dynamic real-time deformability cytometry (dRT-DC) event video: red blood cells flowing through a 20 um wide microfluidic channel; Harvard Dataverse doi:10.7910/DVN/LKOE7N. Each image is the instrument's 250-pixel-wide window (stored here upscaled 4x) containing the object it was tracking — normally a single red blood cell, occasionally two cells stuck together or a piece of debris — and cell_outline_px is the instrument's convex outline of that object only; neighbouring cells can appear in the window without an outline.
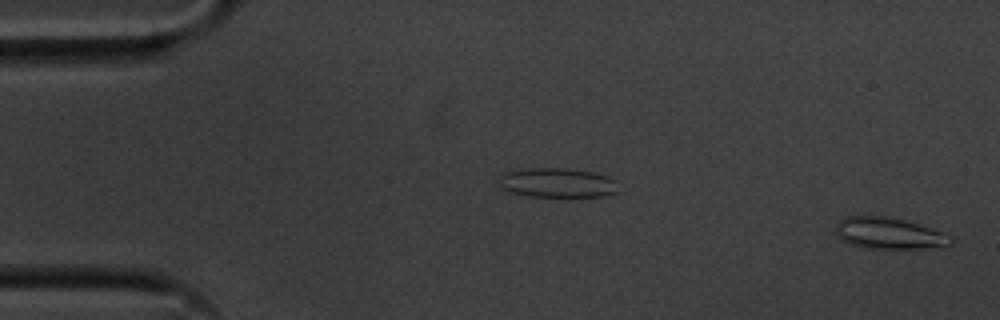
{"species": "common noctule bat (a hibernating species)", "species_latin": "Nyctalus noctula", "temperature_condition": "cold", "stored_images_in_passage": 55, "camera_frame_rate_fps": 3000, "um_per_image_px": 0.085, "animal": {"sex": "male", "body_mass_g": 20.1, "forearm_length_mm": 53.5}, "frame": {"image": 1, "passage_image": 1, "time_ms": 0.0, "image_size_px": [1000, 320], "cell_outline_px": [[956, 240], [952, 244], [924, 248], [864, 248], [848, 244], [836, 236], [836, 224], [844, 216], [884, 216], [904, 220], [952, 236]], "centroid_in_image_um": [75.51, 19.84], "position_along_channel_um": 9.5, "area_um2": 20.92}}
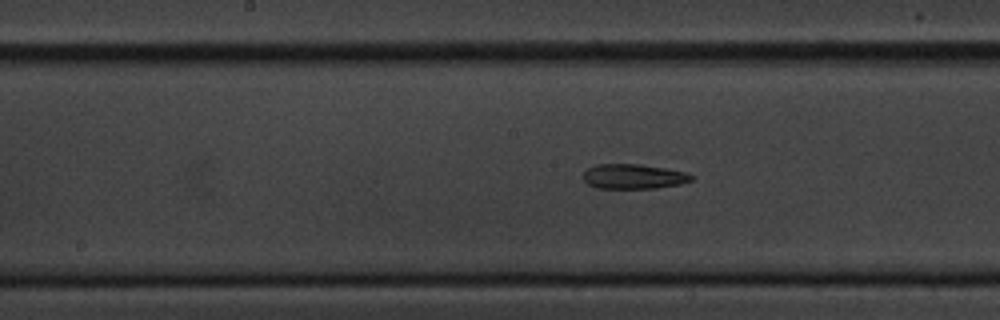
{"frame": {"image": 2, "passage_image": 27, "time_ms": 8.667, "image_size_px": [1000, 320], "cell_outline_px": [[696, 176], [692, 180], [680, 184], [656, 188], [596, 188], [588, 184], [584, 180], [584, 172], [588, 168], [596, 164], [640, 164], [688, 172]], "centroid_in_image_um": [53.88, 15.0], "position_along_channel_um": 194.3, "area_um2": 15.72}}
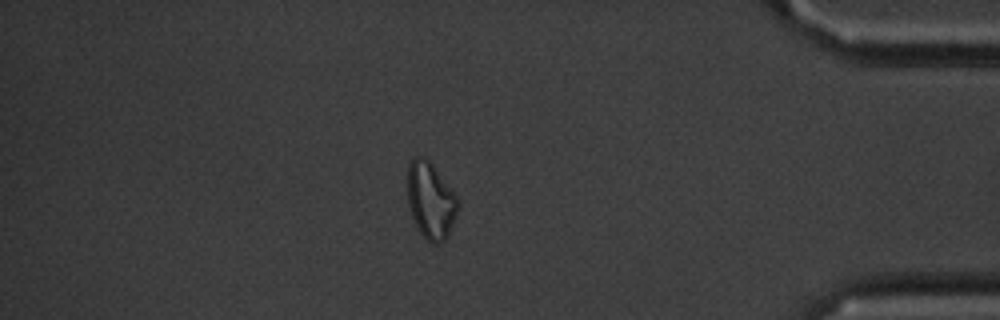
{"frame": {"image": 3, "passage_image": 47, "time_ms": 15.333, "image_size_px": [1000, 320], "cell_outline_px": [[460, 204], [456, 216], [448, 236], [440, 244], [432, 244], [420, 232], [412, 216], [408, 204], [404, 180], [408, 164], [416, 156], [424, 156], [432, 164], [460, 200]], "centroid_in_image_um": [36.58, 17.01], "position_along_channel_um": 398.6, "area_um2": 23.0}}